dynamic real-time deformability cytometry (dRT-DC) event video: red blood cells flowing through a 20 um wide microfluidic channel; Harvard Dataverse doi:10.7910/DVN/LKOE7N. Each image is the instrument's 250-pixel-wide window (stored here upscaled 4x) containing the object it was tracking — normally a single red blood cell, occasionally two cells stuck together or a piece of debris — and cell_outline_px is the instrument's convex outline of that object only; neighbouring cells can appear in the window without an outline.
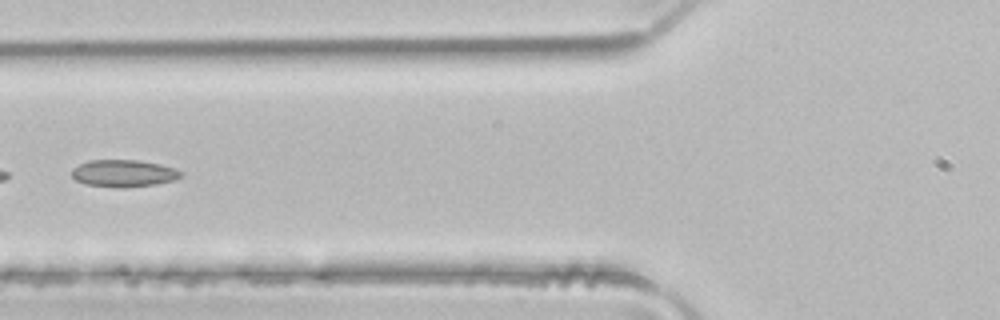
{"species": "common noctule bat (a hibernating species)", "species_latin": "Nyctalus noctula", "temperature_condition": "room temperature", "stored_images_in_passage": 5, "segment_of_instrument_passage": [2, 2], "camera_frame_rate_fps": 3000, "um_per_image_px": 0.085, "animal": {"sex": "male", "body_mass_g": 21.5, "forearm_length_mm": 52.0}, "frame": {"image": 1, "passage_image": 5, "time_ms": 1.333, "image_size_px": [1000, 320], "cell_outline_px": [[184, 176], [172, 180], [156, 184], [124, 188], [120, 188], [88, 184], [76, 180], [72, 176], [72, 168], [88, 160], [136, 160], [160, 164], [176, 168], [184, 172]], "centroid_in_image_um": [10.55, 14.73], "position_along_channel_um": 115.3, "area_um2": 17.28}}